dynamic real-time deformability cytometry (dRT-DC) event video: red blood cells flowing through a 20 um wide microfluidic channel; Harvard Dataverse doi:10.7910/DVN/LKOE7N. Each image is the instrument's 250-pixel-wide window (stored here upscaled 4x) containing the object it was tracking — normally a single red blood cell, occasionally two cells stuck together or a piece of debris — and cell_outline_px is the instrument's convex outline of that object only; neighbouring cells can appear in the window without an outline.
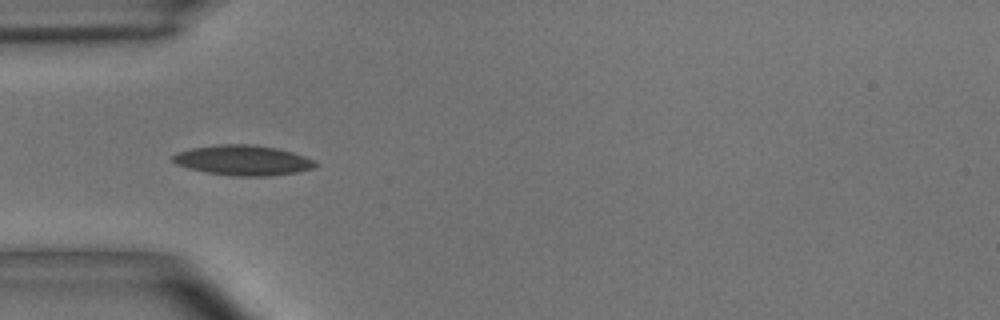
{"species": "common noctule bat (a hibernating species)", "species_latin": "Nyctalus noctula", "temperature_condition": "room temperature", "stored_images_in_passage": 24, "camera_frame_rate_fps": 3000, "um_per_image_px": 0.085, "animal": {"sex": "male", "body_mass_g": 15.6}, "frame": {"image": 1, "passage_image": 1, "time_ms": 0.0, "image_size_px": [1000, 320], "cell_outline_px": [[320, 164], [312, 168], [296, 172], [268, 176], [232, 176], [208, 172], [188, 168], [176, 164], [172, 160], [172, 156], [176, 152], [192, 148], [216, 144], [252, 144], [276, 148], [292, 152], [304, 156]], "centroid_in_image_um": [20.63, 13.62], "position_along_channel_um": 64.4, "area_um2": 24.97}}
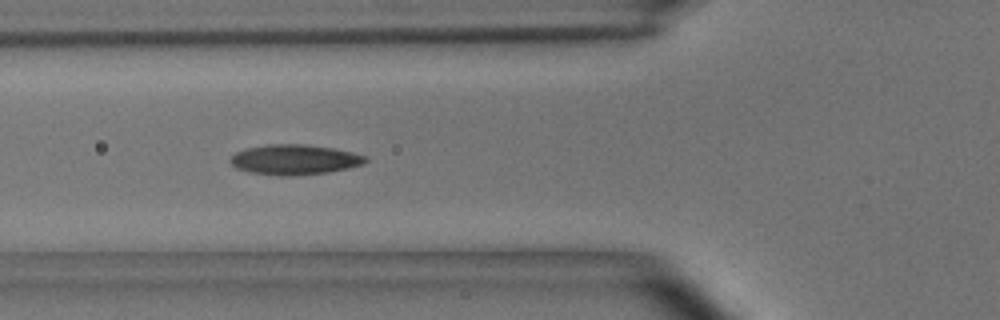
{"frame": {"image": 2, "passage_image": 4, "time_ms": 1.0, "image_size_px": [1000, 320], "cell_outline_px": [[368, 160], [364, 164], [348, 168], [328, 172], [288, 176], [276, 176], [252, 172], [236, 168], [228, 160], [236, 152], [248, 148], [268, 144], [304, 144], [336, 148], [368, 156]], "centroid_in_image_um": [25.07, 13.56], "position_along_channel_um": 100.7, "area_um2": 23.81}}